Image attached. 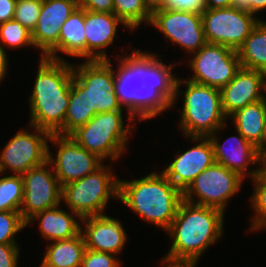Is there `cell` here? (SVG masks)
<instances>
[{
    "instance_id": "1",
    "label": "cell",
    "mask_w": 266,
    "mask_h": 267,
    "mask_svg": "<svg viewBox=\"0 0 266 267\" xmlns=\"http://www.w3.org/2000/svg\"><path fill=\"white\" fill-rule=\"evenodd\" d=\"M115 92L128 112L129 123L143 122L170 110L175 98L177 78L173 64H165L155 53L132 50L116 58Z\"/></svg>"
},
{
    "instance_id": "17",
    "label": "cell",
    "mask_w": 266,
    "mask_h": 267,
    "mask_svg": "<svg viewBox=\"0 0 266 267\" xmlns=\"http://www.w3.org/2000/svg\"><path fill=\"white\" fill-rule=\"evenodd\" d=\"M227 124L220 127L216 132L209 135L213 150L215 163H218L230 171L237 173L245 180V177L253 179L262 172V153L252 143L248 142L238 131V136L227 138L223 144L219 141L218 133L220 129H225ZM258 164L260 166L255 169L248 170L251 165Z\"/></svg>"
},
{
    "instance_id": "4",
    "label": "cell",
    "mask_w": 266,
    "mask_h": 267,
    "mask_svg": "<svg viewBox=\"0 0 266 267\" xmlns=\"http://www.w3.org/2000/svg\"><path fill=\"white\" fill-rule=\"evenodd\" d=\"M118 200L142 220L166 231L183 200V192L162 172L154 171L144 178L119 180Z\"/></svg>"
},
{
    "instance_id": "42",
    "label": "cell",
    "mask_w": 266,
    "mask_h": 267,
    "mask_svg": "<svg viewBox=\"0 0 266 267\" xmlns=\"http://www.w3.org/2000/svg\"><path fill=\"white\" fill-rule=\"evenodd\" d=\"M148 10L153 13L156 10L162 9L166 3V0H144Z\"/></svg>"
},
{
    "instance_id": "31",
    "label": "cell",
    "mask_w": 266,
    "mask_h": 267,
    "mask_svg": "<svg viewBox=\"0 0 266 267\" xmlns=\"http://www.w3.org/2000/svg\"><path fill=\"white\" fill-rule=\"evenodd\" d=\"M0 46L4 51L6 47L15 50L24 46H34L31 31L15 19L2 23L0 24Z\"/></svg>"
},
{
    "instance_id": "14",
    "label": "cell",
    "mask_w": 266,
    "mask_h": 267,
    "mask_svg": "<svg viewBox=\"0 0 266 267\" xmlns=\"http://www.w3.org/2000/svg\"><path fill=\"white\" fill-rule=\"evenodd\" d=\"M51 167L47 161L22 175L24 197L20 214L26 224L36 214L61 205L62 187Z\"/></svg>"
},
{
    "instance_id": "10",
    "label": "cell",
    "mask_w": 266,
    "mask_h": 267,
    "mask_svg": "<svg viewBox=\"0 0 266 267\" xmlns=\"http://www.w3.org/2000/svg\"><path fill=\"white\" fill-rule=\"evenodd\" d=\"M190 55L188 63L193 75L187 80L219 90L226 86L241 68L237 51L223 45L206 43Z\"/></svg>"
},
{
    "instance_id": "11",
    "label": "cell",
    "mask_w": 266,
    "mask_h": 267,
    "mask_svg": "<svg viewBox=\"0 0 266 267\" xmlns=\"http://www.w3.org/2000/svg\"><path fill=\"white\" fill-rule=\"evenodd\" d=\"M207 43L238 50L255 28L260 17L235 8L206 9L202 14Z\"/></svg>"
},
{
    "instance_id": "2",
    "label": "cell",
    "mask_w": 266,
    "mask_h": 267,
    "mask_svg": "<svg viewBox=\"0 0 266 267\" xmlns=\"http://www.w3.org/2000/svg\"><path fill=\"white\" fill-rule=\"evenodd\" d=\"M224 212L182 200L166 232L171 248L162 259L165 267H196L201 255L224 235Z\"/></svg>"
},
{
    "instance_id": "18",
    "label": "cell",
    "mask_w": 266,
    "mask_h": 267,
    "mask_svg": "<svg viewBox=\"0 0 266 267\" xmlns=\"http://www.w3.org/2000/svg\"><path fill=\"white\" fill-rule=\"evenodd\" d=\"M197 143L185 152H179L162 171L169 181L182 192L205 169L215 163L214 150L208 137H186Z\"/></svg>"
},
{
    "instance_id": "3",
    "label": "cell",
    "mask_w": 266,
    "mask_h": 267,
    "mask_svg": "<svg viewBox=\"0 0 266 267\" xmlns=\"http://www.w3.org/2000/svg\"><path fill=\"white\" fill-rule=\"evenodd\" d=\"M29 97V125L64 135V119L69 105L73 67L67 60L41 57Z\"/></svg>"
},
{
    "instance_id": "41",
    "label": "cell",
    "mask_w": 266,
    "mask_h": 267,
    "mask_svg": "<svg viewBox=\"0 0 266 267\" xmlns=\"http://www.w3.org/2000/svg\"><path fill=\"white\" fill-rule=\"evenodd\" d=\"M208 9H219L230 7L231 0H206Z\"/></svg>"
},
{
    "instance_id": "39",
    "label": "cell",
    "mask_w": 266,
    "mask_h": 267,
    "mask_svg": "<svg viewBox=\"0 0 266 267\" xmlns=\"http://www.w3.org/2000/svg\"><path fill=\"white\" fill-rule=\"evenodd\" d=\"M230 6L239 11L252 14V0H231Z\"/></svg>"
},
{
    "instance_id": "27",
    "label": "cell",
    "mask_w": 266,
    "mask_h": 267,
    "mask_svg": "<svg viewBox=\"0 0 266 267\" xmlns=\"http://www.w3.org/2000/svg\"><path fill=\"white\" fill-rule=\"evenodd\" d=\"M237 53L241 67L266 74V21L257 22Z\"/></svg>"
},
{
    "instance_id": "34",
    "label": "cell",
    "mask_w": 266,
    "mask_h": 267,
    "mask_svg": "<svg viewBox=\"0 0 266 267\" xmlns=\"http://www.w3.org/2000/svg\"><path fill=\"white\" fill-rule=\"evenodd\" d=\"M121 261L116 255L105 252L85 250L81 267H120Z\"/></svg>"
},
{
    "instance_id": "16",
    "label": "cell",
    "mask_w": 266,
    "mask_h": 267,
    "mask_svg": "<svg viewBox=\"0 0 266 267\" xmlns=\"http://www.w3.org/2000/svg\"><path fill=\"white\" fill-rule=\"evenodd\" d=\"M78 8L76 0H43L36 27L31 32L34 47L41 57L65 60L58 54L60 28Z\"/></svg>"
},
{
    "instance_id": "23",
    "label": "cell",
    "mask_w": 266,
    "mask_h": 267,
    "mask_svg": "<svg viewBox=\"0 0 266 267\" xmlns=\"http://www.w3.org/2000/svg\"><path fill=\"white\" fill-rule=\"evenodd\" d=\"M235 130L261 153L266 150V98L231 114Z\"/></svg>"
},
{
    "instance_id": "20",
    "label": "cell",
    "mask_w": 266,
    "mask_h": 267,
    "mask_svg": "<svg viewBox=\"0 0 266 267\" xmlns=\"http://www.w3.org/2000/svg\"><path fill=\"white\" fill-rule=\"evenodd\" d=\"M81 234L86 249L118 256L127 241V233L121 221L108 215L82 218Z\"/></svg>"
},
{
    "instance_id": "13",
    "label": "cell",
    "mask_w": 266,
    "mask_h": 267,
    "mask_svg": "<svg viewBox=\"0 0 266 267\" xmlns=\"http://www.w3.org/2000/svg\"><path fill=\"white\" fill-rule=\"evenodd\" d=\"M73 76L87 89L96 114L123 110L115 92V69L111 60H93L73 65Z\"/></svg>"
},
{
    "instance_id": "43",
    "label": "cell",
    "mask_w": 266,
    "mask_h": 267,
    "mask_svg": "<svg viewBox=\"0 0 266 267\" xmlns=\"http://www.w3.org/2000/svg\"><path fill=\"white\" fill-rule=\"evenodd\" d=\"M266 9V0H252V14H256L260 11H265Z\"/></svg>"
},
{
    "instance_id": "7",
    "label": "cell",
    "mask_w": 266,
    "mask_h": 267,
    "mask_svg": "<svg viewBox=\"0 0 266 267\" xmlns=\"http://www.w3.org/2000/svg\"><path fill=\"white\" fill-rule=\"evenodd\" d=\"M112 166L103 164L94 173L62 186L61 201L81 218L105 215L111 199H118L119 180Z\"/></svg>"
},
{
    "instance_id": "32",
    "label": "cell",
    "mask_w": 266,
    "mask_h": 267,
    "mask_svg": "<svg viewBox=\"0 0 266 267\" xmlns=\"http://www.w3.org/2000/svg\"><path fill=\"white\" fill-rule=\"evenodd\" d=\"M26 227L20 212L0 211V244H18L16 234Z\"/></svg>"
},
{
    "instance_id": "19",
    "label": "cell",
    "mask_w": 266,
    "mask_h": 267,
    "mask_svg": "<svg viewBox=\"0 0 266 267\" xmlns=\"http://www.w3.org/2000/svg\"><path fill=\"white\" fill-rule=\"evenodd\" d=\"M220 92L222 108L228 118L238 109L266 98V74L241 67Z\"/></svg>"
},
{
    "instance_id": "24",
    "label": "cell",
    "mask_w": 266,
    "mask_h": 267,
    "mask_svg": "<svg viewBox=\"0 0 266 267\" xmlns=\"http://www.w3.org/2000/svg\"><path fill=\"white\" fill-rule=\"evenodd\" d=\"M85 250L81 233L70 239L51 241L39 267H81Z\"/></svg>"
},
{
    "instance_id": "29",
    "label": "cell",
    "mask_w": 266,
    "mask_h": 267,
    "mask_svg": "<svg viewBox=\"0 0 266 267\" xmlns=\"http://www.w3.org/2000/svg\"><path fill=\"white\" fill-rule=\"evenodd\" d=\"M23 197L24 182L22 175H3L0 177V211L20 212Z\"/></svg>"
},
{
    "instance_id": "6",
    "label": "cell",
    "mask_w": 266,
    "mask_h": 267,
    "mask_svg": "<svg viewBox=\"0 0 266 267\" xmlns=\"http://www.w3.org/2000/svg\"><path fill=\"white\" fill-rule=\"evenodd\" d=\"M123 118V110L95 114L69 136L103 161H117L127 150L129 137L136 128V123L125 126Z\"/></svg>"
},
{
    "instance_id": "5",
    "label": "cell",
    "mask_w": 266,
    "mask_h": 267,
    "mask_svg": "<svg viewBox=\"0 0 266 267\" xmlns=\"http://www.w3.org/2000/svg\"><path fill=\"white\" fill-rule=\"evenodd\" d=\"M183 84L186 89L180 91ZM180 94L183 108L180 111L179 130L185 137H208L226 124L228 118L222 108L219 89L177 78L173 108Z\"/></svg>"
},
{
    "instance_id": "8",
    "label": "cell",
    "mask_w": 266,
    "mask_h": 267,
    "mask_svg": "<svg viewBox=\"0 0 266 267\" xmlns=\"http://www.w3.org/2000/svg\"><path fill=\"white\" fill-rule=\"evenodd\" d=\"M243 181L237 173L214 163L183 191V200L225 212L228 201L240 191Z\"/></svg>"
},
{
    "instance_id": "35",
    "label": "cell",
    "mask_w": 266,
    "mask_h": 267,
    "mask_svg": "<svg viewBox=\"0 0 266 267\" xmlns=\"http://www.w3.org/2000/svg\"><path fill=\"white\" fill-rule=\"evenodd\" d=\"M162 9L192 12L201 15L208 8L206 0H166Z\"/></svg>"
},
{
    "instance_id": "28",
    "label": "cell",
    "mask_w": 266,
    "mask_h": 267,
    "mask_svg": "<svg viewBox=\"0 0 266 267\" xmlns=\"http://www.w3.org/2000/svg\"><path fill=\"white\" fill-rule=\"evenodd\" d=\"M113 13L132 31L137 30L142 23L149 25L152 17L144 0H113Z\"/></svg>"
},
{
    "instance_id": "36",
    "label": "cell",
    "mask_w": 266,
    "mask_h": 267,
    "mask_svg": "<svg viewBox=\"0 0 266 267\" xmlns=\"http://www.w3.org/2000/svg\"><path fill=\"white\" fill-rule=\"evenodd\" d=\"M19 244H0V267H18Z\"/></svg>"
},
{
    "instance_id": "30",
    "label": "cell",
    "mask_w": 266,
    "mask_h": 267,
    "mask_svg": "<svg viewBox=\"0 0 266 267\" xmlns=\"http://www.w3.org/2000/svg\"><path fill=\"white\" fill-rule=\"evenodd\" d=\"M254 190L251 196L250 207L255 215L251 217L250 229L252 232L266 229V174L261 172L254 177Z\"/></svg>"
},
{
    "instance_id": "37",
    "label": "cell",
    "mask_w": 266,
    "mask_h": 267,
    "mask_svg": "<svg viewBox=\"0 0 266 267\" xmlns=\"http://www.w3.org/2000/svg\"><path fill=\"white\" fill-rule=\"evenodd\" d=\"M80 8L93 12L113 13V0H76Z\"/></svg>"
},
{
    "instance_id": "40",
    "label": "cell",
    "mask_w": 266,
    "mask_h": 267,
    "mask_svg": "<svg viewBox=\"0 0 266 267\" xmlns=\"http://www.w3.org/2000/svg\"><path fill=\"white\" fill-rule=\"evenodd\" d=\"M7 53L0 46V83L3 79H5L8 71V59Z\"/></svg>"
},
{
    "instance_id": "38",
    "label": "cell",
    "mask_w": 266,
    "mask_h": 267,
    "mask_svg": "<svg viewBox=\"0 0 266 267\" xmlns=\"http://www.w3.org/2000/svg\"><path fill=\"white\" fill-rule=\"evenodd\" d=\"M17 0H0V24L14 19Z\"/></svg>"
},
{
    "instance_id": "12",
    "label": "cell",
    "mask_w": 266,
    "mask_h": 267,
    "mask_svg": "<svg viewBox=\"0 0 266 267\" xmlns=\"http://www.w3.org/2000/svg\"><path fill=\"white\" fill-rule=\"evenodd\" d=\"M49 142L58 148L55 157L48 150V162L61 187L94 173L104 164L96 154L81 147L69 135L52 134Z\"/></svg>"
},
{
    "instance_id": "21",
    "label": "cell",
    "mask_w": 266,
    "mask_h": 267,
    "mask_svg": "<svg viewBox=\"0 0 266 267\" xmlns=\"http://www.w3.org/2000/svg\"><path fill=\"white\" fill-rule=\"evenodd\" d=\"M118 24L131 30L114 13L93 12L84 9L86 61L111 59L104 49L113 44Z\"/></svg>"
},
{
    "instance_id": "44",
    "label": "cell",
    "mask_w": 266,
    "mask_h": 267,
    "mask_svg": "<svg viewBox=\"0 0 266 267\" xmlns=\"http://www.w3.org/2000/svg\"><path fill=\"white\" fill-rule=\"evenodd\" d=\"M262 172L266 174V150L262 153Z\"/></svg>"
},
{
    "instance_id": "22",
    "label": "cell",
    "mask_w": 266,
    "mask_h": 267,
    "mask_svg": "<svg viewBox=\"0 0 266 267\" xmlns=\"http://www.w3.org/2000/svg\"><path fill=\"white\" fill-rule=\"evenodd\" d=\"M77 217V218H76ZM79 219V222L78 220ZM82 218L70 210L60 209V205L44 210L32 217L26 224L39 221V231L45 240L58 241L73 238L81 233ZM34 221V222H33Z\"/></svg>"
},
{
    "instance_id": "26",
    "label": "cell",
    "mask_w": 266,
    "mask_h": 267,
    "mask_svg": "<svg viewBox=\"0 0 266 267\" xmlns=\"http://www.w3.org/2000/svg\"><path fill=\"white\" fill-rule=\"evenodd\" d=\"M95 114L96 111L90 106L87 89L73 76L64 119V135H70L78 127L87 124Z\"/></svg>"
},
{
    "instance_id": "25",
    "label": "cell",
    "mask_w": 266,
    "mask_h": 267,
    "mask_svg": "<svg viewBox=\"0 0 266 267\" xmlns=\"http://www.w3.org/2000/svg\"><path fill=\"white\" fill-rule=\"evenodd\" d=\"M84 9L78 7L60 28L58 53L86 59Z\"/></svg>"
},
{
    "instance_id": "9",
    "label": "cell",
    "mask_w": 266,
    "mask_h": 267,
    "mask_svg": "<svg viewBox=\"0 0 266 267\" xmlns=\"http://www.w3.org/2000/svg\"><path fill=\"white\" fill-rule=\"evenodd\" d=\"M33 132L21 129L5 144L0 153V174L23 175L48 161L51 133L29 125Z\"/></svg>"
},
{
    "instance_id": "33",
    "label": "cell",
    "mask_w": 266,
    "mask_h": 267,
    "mask_svg": "<svg viewBox=\"0 0 266 267\" xmlns=\"http://www.w3.org/2000/svg\"><path fill=\"white\" fill-rule=\"evenodd\" d=\"M43 0H17L14 19L31 32L36 27Z\"/></svg>"
},
{
    "instance_id": "15",
    "label": "cell",
    "mask_w": 266,
    "mask_h": 267,
    "mask_svg": "<svg viewBox=\"0 0 266 267\" xmlns=\"http://www.w3.org/2000/svg\"><path fill=\"white\" fill-rule=\"evenodd\" d=\"M149 25L156 27L166 41L179 45L189 55L207 43L202 16L196 13L159 9L152 13Z\"/></svg>"
}]
</instances>
